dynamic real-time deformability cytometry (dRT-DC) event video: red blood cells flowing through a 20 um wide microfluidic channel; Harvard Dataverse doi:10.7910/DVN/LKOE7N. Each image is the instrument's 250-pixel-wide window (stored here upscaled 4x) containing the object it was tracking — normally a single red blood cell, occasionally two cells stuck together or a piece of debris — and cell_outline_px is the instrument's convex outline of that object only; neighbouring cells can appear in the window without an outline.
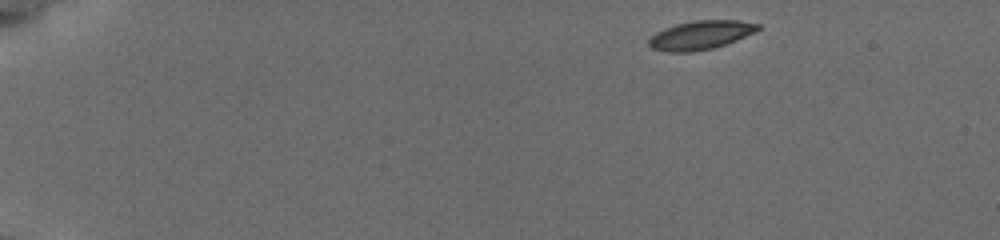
{"species": "common noctule bat (a hibernating species)", "species_latin": "Nyctalus noctula", "temperature_condition": "cold", "stored_images_in_passage": 48, "camera_frame_rate_fps": 3000, "um_per_image_px": 0.085, "animal": {"sex": "female", "body_mass_g": 19.5, "forearm_length_mm": 54.1}, "frame": {"image": 1, "passage_image": 1, "time_ms": 0.0, "image_size_px": [1000, 240], "cell_outline_px": [[760, 28], [756, 32], [736, 40], [712, 48], [692, 52], [668, 52], [652, 48], [648, 44], [648, 40], [656, 32], [664, 28], [676, 24], [696, 20], [736, 20], [760, 24]], "centroid_in_image_um": [59.55, 2.98], "position_along_channel_um": 25.5, "area_um2": 18.21}}
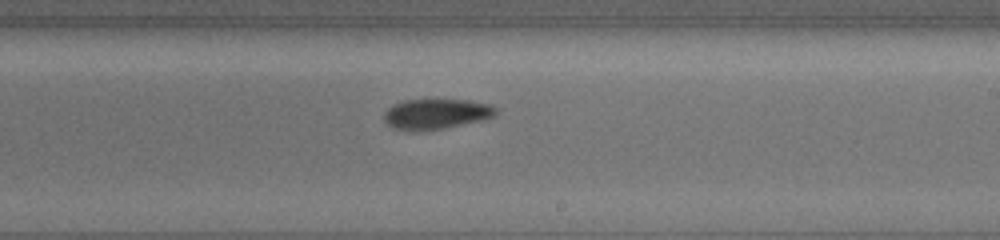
{"frame": {"image": 2, "passage_image": 28, "time_ms": 9.0, "image_size_px": [1000, 240], "cell_outline_px": [[500, 108], [492, 116], [484, 120], [444, 128], [396, 128], [388, 124], [384, 120], [384, 112], [392, 104], [404, 100], [468, 100], [492, 104]], "centroid_in_image_um": [37.15, 9.64], "position_along_channel_um": 251.8, "area_um2": 19.19}}
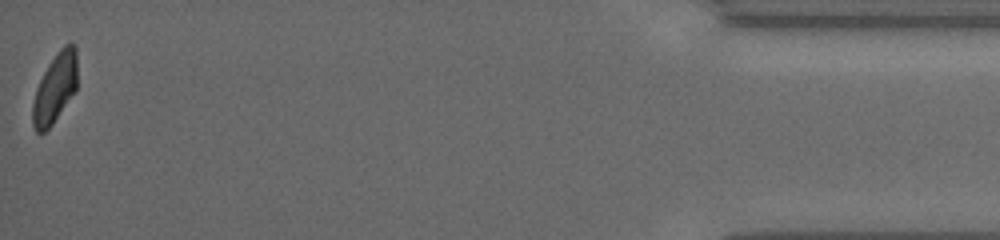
{"frame": {"image": 3, "passage_image": 48, "time_ms": 15.667, "image_size_px": [1000, 240], "cell_outline_px": [[76, 88], [52, 124], [44, 132], [36, 132], [32, 124], [32, 104], [36, 88], [44, 72], [60, 48], [68, 40], [72, 40], [76, 48]], "centroid_in_image_um": [4.66, 7.45], "position_along_channel_um": 430.5, "area_um2": 17.8}, "authors_computed_cell_mechanics": {"area_um2": 19.1896, "velocity_mm_per_s": 3.8168, "shape_relaxation_time_tau1_ms": 8.9326, "shape_relaxation_time_tau2_ms": 6.4044, "deformation_change_tau1": 0.1733, "deformation_change_tau2": 0.1043}}